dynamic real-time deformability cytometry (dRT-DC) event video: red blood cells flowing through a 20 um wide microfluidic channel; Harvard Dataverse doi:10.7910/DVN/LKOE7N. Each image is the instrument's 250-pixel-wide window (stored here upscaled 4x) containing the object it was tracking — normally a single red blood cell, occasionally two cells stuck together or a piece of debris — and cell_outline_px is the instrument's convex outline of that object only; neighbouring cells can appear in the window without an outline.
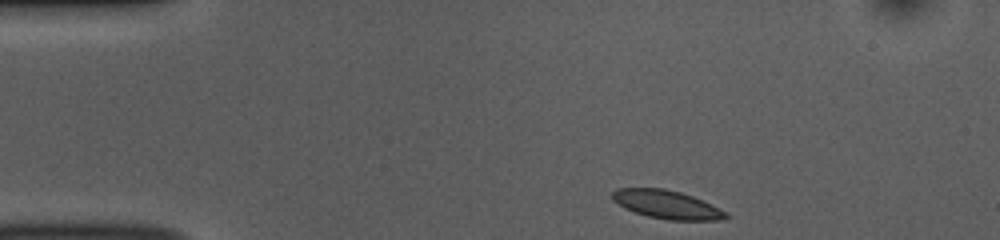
{"species": "common noctule bat (a hibernating species)", "species_latin": "Nyctalus noctula", "temperature_condition": "room temperature", "stored_images_in_passage": 44, "camera_frame_rate_fps": 3000, "um_per_image_px": 0.085, "animal": {"sex": "female", "body_mass_g": 10.0, "forearm_length_mm": 53.1}, "frame": {"image": 1, "passage_image": 1, "time_ms": 0.0, "image_size_px": [1000, 240], "cell_outline_px": [[732, 216], [724, 220], [668, 220], [648, 216], [624, 208], [612, 200], [612, 192], [616, 188], [664, 188], [680, 192], [692, 196], [728, 212]], "centroid_in_image_um": [56.7, 17.39], "position_along_channel_um": 28.3, "area_um2": 18.84}}
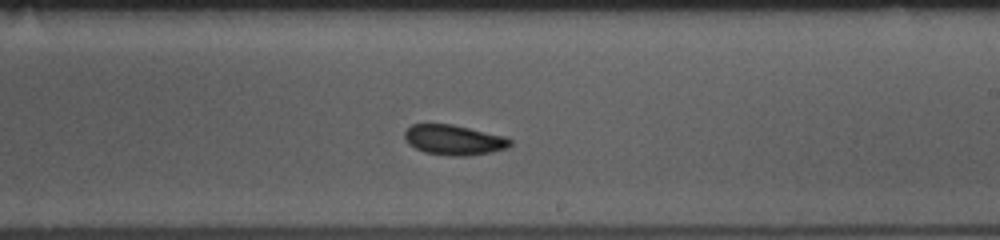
{"frame": {"image": 2, "passage_image": 23, "time_ms": 7.333, "image_size_px": [1000, 240], "cell_outline_px": [[512, 144], [504, 148], [492, 152], [464, 156], [452, 156], [424, 152], [408, 144], [404, 136], [404, 132], [412, 124], [452, 124], [504, 136], [512, 140]], "centroid_in_image_um": [38.56, 11.89], "position_along_channel_um": 250.4, "area_um2": 18.38}}
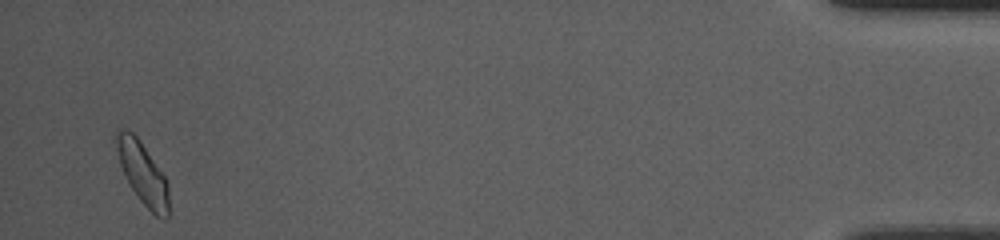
{"frame": {"image": 3, "passage_image": 43, "time_ms": 14.0, "image_size_px": [1000, 240], "cell_outline_px": [[168, 216], [164, 220], [156, 216], [140, 200], [124, 176], [120, 164], [116, 148], [116, 128], [120, 128], [132, 132], [140, 140], [164, 176], [168, 184]], "centroid_in_image_um": [12.11, 14.71], "position_along_channel_um": 423.1, "area_um2": 18.67}, "authors_computed_cell_mechanics": {"area_um2": 18.6405, "velocity_mm_per_s": 3.7886, "shape_relaxation_time_tau1_ms": 7.9258, "shape_relaxation_time_tau2_ms": null, "deformation_change_tau1": 0.0989, "deformation_change_tau2": null}}